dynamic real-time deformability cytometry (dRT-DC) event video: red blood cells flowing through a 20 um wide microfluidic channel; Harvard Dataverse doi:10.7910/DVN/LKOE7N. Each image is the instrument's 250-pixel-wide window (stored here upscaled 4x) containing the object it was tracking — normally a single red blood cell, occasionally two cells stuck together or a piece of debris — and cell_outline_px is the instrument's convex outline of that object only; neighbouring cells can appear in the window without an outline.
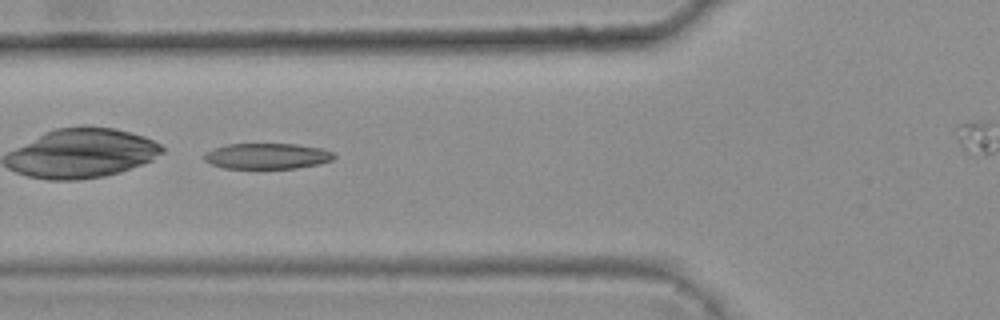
{"species": "common noctule bat (a hibernating species)", "species_latin": "Nyctalus noctula", "temperature_condition": "warm", "stored_images_in_passage": 10, "camera_frame_rate_fps": 3000, "um_per_image_px": 0.085, "animal": {"sex": "female", "body_mass_g": 25.1}, "frame": {"image": 1, "passage_image": 5, "time_ms": 1.333, "image_size_px": [1000, 320], "cell_outline_px": [[336, 156], [332, 160], [320, 164], [296, 168], [224, 168], [212, 164], [204, 160], [204, 156], [208, 152], [216, 148], [228, 144], [296, 144], [320, 148], [332, 152]], "centroid_in_image_um": [22.74, 13.27], "position_along_channel_um": 103.1, "area_um2": 19.25}}